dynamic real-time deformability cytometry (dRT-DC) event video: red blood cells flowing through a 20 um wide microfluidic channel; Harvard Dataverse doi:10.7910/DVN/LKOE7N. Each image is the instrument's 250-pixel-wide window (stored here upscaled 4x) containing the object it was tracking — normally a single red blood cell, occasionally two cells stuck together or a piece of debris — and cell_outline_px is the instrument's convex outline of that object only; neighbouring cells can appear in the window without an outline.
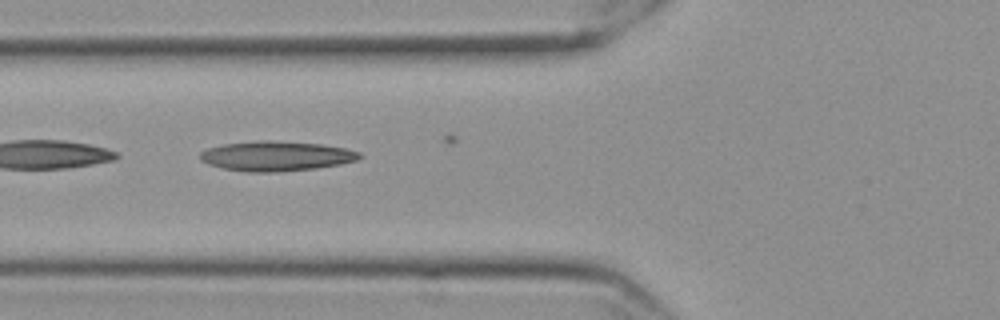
{"species": "Egyptian fruit bat (a non-hibernating species)", "species_latin": "Rousettus aegyptiacus", "temperature_condition": "cold", "stored_images_in_passage": 25, "camera_frame_rate_fps": 3000, "um_per_image_px": 0.085, "frame": {"image": 1, "passage_image": 2, "time_ms": 0.333, "image_size_px": [1000, 320], "cell_outline_px": [[364, 156], [356, 160], [340, 164], [316, 168], [272, 172], [248, 172], [224, 168], [208, 164], [200, 160], [200, 152], [208, 148], [224, 144], [256, 140], [268, 140], [320, 144], [344, 148], [360, 152]], "centroid_in_image_um": [23.47, 13.26], "position_along_channel_um": 102.3, "area_um2": 27.57}}